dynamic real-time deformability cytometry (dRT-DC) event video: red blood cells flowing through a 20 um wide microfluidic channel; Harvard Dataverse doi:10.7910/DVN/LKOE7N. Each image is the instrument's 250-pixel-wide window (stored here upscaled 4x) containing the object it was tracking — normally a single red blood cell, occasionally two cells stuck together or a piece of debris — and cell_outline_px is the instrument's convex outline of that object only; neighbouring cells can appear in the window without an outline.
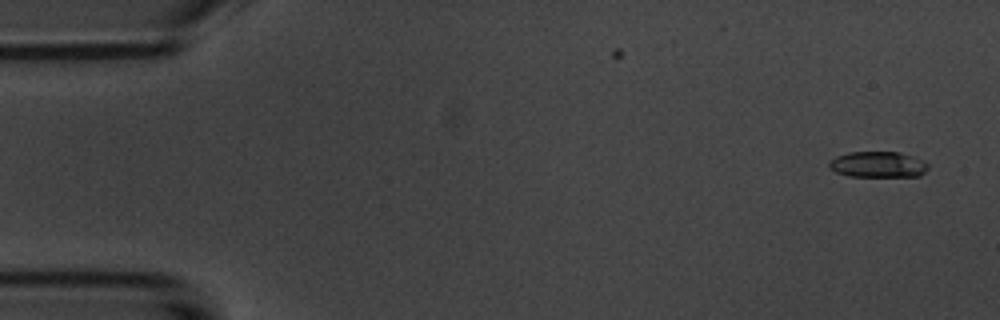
{"species": "common noctule bat (a hibernating species)", "species_latin": "Nyctalus noctula", "temperature_condition": "room temperature", "stored_images_in_passage": 4, "camera_frame_rate_fps": 3000, "um_per_image_px": 0.085, "animal": {"sex": "male", "body_mass_g": 20.1, "forearm_length_mm": 53.5}, "frame": {"image": 1, "passage_image": 1, "time_ms": 0.0, "image_size_px": [1000, 320], "cell_outline_px": [[928, 168], [920, 176], [848, 176], [836, 172], [828, 168], [828, 164], [836, 156], [848, 152], [900, 152], [924, 160], [928, 164]], "centroid_in_image_um": [74.63, 13.98], "position_along_channel_um": 10.4, "area_um2": 14.97}}